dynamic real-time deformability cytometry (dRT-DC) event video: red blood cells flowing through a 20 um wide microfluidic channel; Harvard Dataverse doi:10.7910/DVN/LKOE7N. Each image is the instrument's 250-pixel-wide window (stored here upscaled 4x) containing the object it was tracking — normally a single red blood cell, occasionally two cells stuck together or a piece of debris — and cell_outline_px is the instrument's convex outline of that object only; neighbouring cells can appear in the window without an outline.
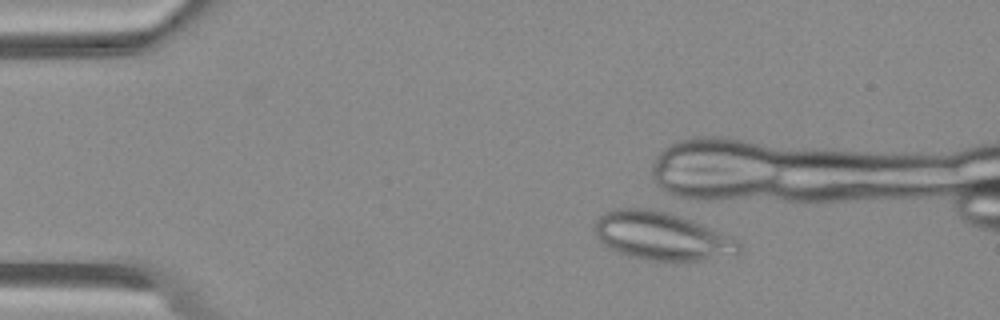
{"species": "Egyptian fruit bat (a non-hibernating species)", "species_latin": "Rousettus aegyptiacus", "temperature_condition": "warm", "stored_images_in_passage": 5, "camera_frame_rate_fps": 3000, "um_per_image_px": 0.085, "animal": {"sex": "female"}, "frame": {"image": 1, "passage_image": 5, "time_ms": 1.333, "image_size_px": [1000, 320], "cell_outline_px": [[740, 252], [704, 260], [648, 260], [628, 256], [604, 244], [596, 236], [596, 220], [604, 212], [616, 208], [640, 208], [668, 212], [692, 220], [736, 240], [740, 244]], "centroid_in_image_um": [56.21, 20.06], "position_along_channel_um": 28.8, "area_um2": 39.48}}